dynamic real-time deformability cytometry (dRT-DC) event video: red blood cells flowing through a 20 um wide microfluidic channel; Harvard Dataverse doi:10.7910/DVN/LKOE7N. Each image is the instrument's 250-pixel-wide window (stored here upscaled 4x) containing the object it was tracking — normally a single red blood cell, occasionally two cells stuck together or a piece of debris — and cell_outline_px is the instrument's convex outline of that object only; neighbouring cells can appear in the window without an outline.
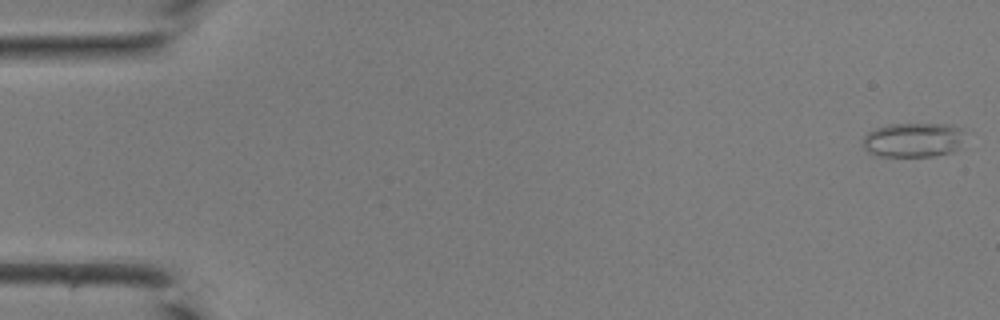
{"species": "common noctule bat (a hibernating species)", "species_latin": "Nyctalus noctula", "temperature_condition": "room temperature", "stored_images_in_passage": 43, "camera_frame_rate_fps": 3000, "um_per_image_px": 0.085, "animal": {"sex": "male", "body_mass_g": 19.0, "forearm_length_mm": 50.8}, "frame": {"image": 1, "passage_image": 1, "time_ms": 0.0, "image_size_px": [1000, 320], "cell_outline_px": [[960, 148], [952, 152], [932, 156], [876, 156], [868, 152], [860, 144], [864, 136], [868, 132], [876, 128], [888, 124], [952, 124], [960, 128]], "centroid_in_image_um": [77.55, 11.9], "position_along_channel_um": 7.5, "area_um2": 20.52}}
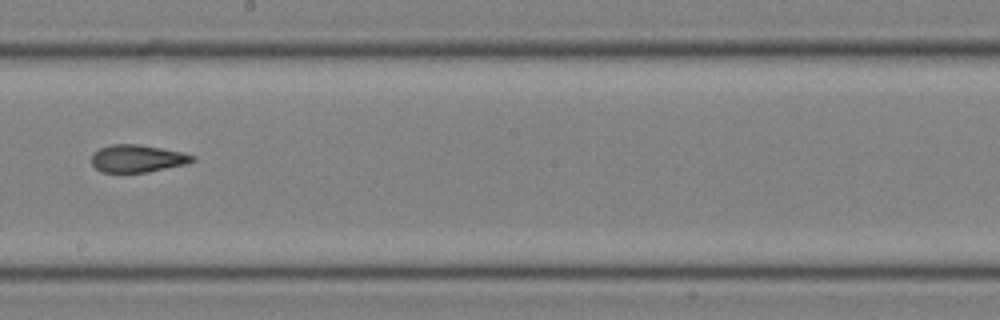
{"frame": {"image": 2, "passage_image": 25, "time_ms": 8.0, "image_size_px": [1000, 320], "cell_outline_px": [[196, 160], [184, 164], [148, 172], [100, 172], [92, 164], [92, 152], [100, 148], [112, 144], [140, 144], [184, 152], [196, 156]], "centroid_in_image_um": [11.68, 13.46], "position_along_channel_um": 236.5, "area_um2": 16.24}}
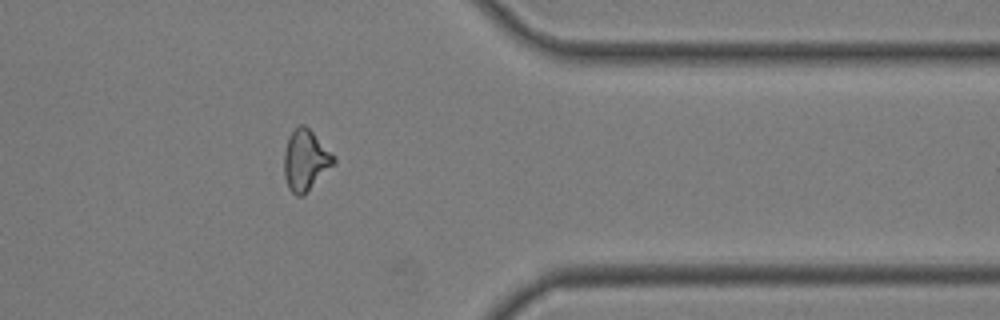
{"frame": {"image": 3, "passage_image": 35, "time_ms": 11.333, "image_size_px": [1000, 320], "cell_outline_px": [[336, 164], [304, 196], [296, 196], [288, 188], [284, 176], [284, 152], [288, 136], [300, 124], [304, 124], [336, 156]], "centroid_in_image_um": [25.99, 13.66], "position_along_channel_um": 385.4, "area_um2": 17.92}}